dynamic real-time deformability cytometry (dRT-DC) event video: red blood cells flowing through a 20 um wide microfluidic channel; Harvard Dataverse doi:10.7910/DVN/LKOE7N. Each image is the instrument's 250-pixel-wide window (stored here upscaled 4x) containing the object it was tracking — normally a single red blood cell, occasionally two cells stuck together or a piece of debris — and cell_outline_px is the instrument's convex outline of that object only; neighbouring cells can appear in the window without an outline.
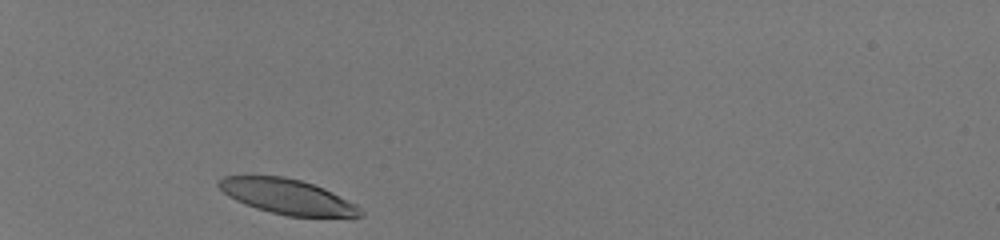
{"species": "human", "species_latin": "Homo sapiens", "temperature_condition": "room temperature", "stored_images_in_passage": 30, "camera_frame_rate_fps": 3000, "um_per_image_px": 0.085, "donor": {"sex": "male"}, "frame": {"image": 1, "passage_image": 1, "time_ms": 0.0, "image_size_px": [1000, 240], "cell_outline_px": [[364, 216], [352, 220], [288, 216], [256, 208], [236, 200], [228, 196], [216, 184], [224, 176], [284, 176], [300, 180], [324, 188], [356, 204], [364, 212]], "centroid_in_image_um": [24.58, 16.77], "position_along_channel_um": 60.4, "area_um2": 29.59}}
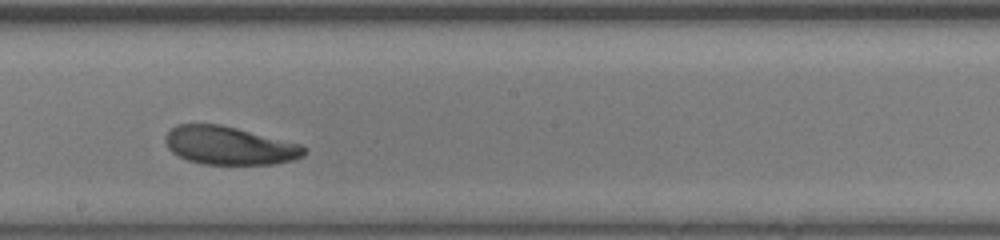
{"frame": {"image": 2, "passage_image": 16, "time_ms": 5.0, "image_size_px": [1000, 240], "cell_outline_px": [[308, 152], [304, 156], [292, 160], [272, 164], [204, 164], [188, 160], [172, 152], [168, 148], [164, 140], [164, 136], [176, 124], [220, 124], [300, 144], [308, 148]], "centroid_in_image_um": [19.5, 12.37], "position_along_channel_um": 228.7, "area_um2": 30.81}}
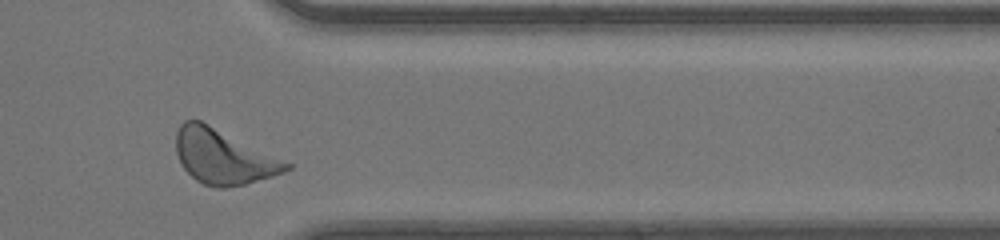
{"frame": {"image": 3, "passage_image": 28, "time_ms": 9.0, "image_size_px": [1000, 240], "cell_outline_px": [[292, 168], [284, 172], [272, 176], [244, 184], [224, 188], [216, 188], [204, 184], [196, 180], [184, 168], [176, 152], [176, 132], [180, 124], [184, 120], [200, 120], [292, 164]], "centroid_in_image_um": [18.96, 13.32], "position_along_channel_um": 392.4, "area_um2": 34.56}, "authors_computed_cell_mechanics": {"area_um2": 31.9345, "velocity_mm_per_s": 4.1022, "shape_relaxation_time_tau1_ms": 2.1424, "shape_relaxation_time_tau2_ms": 3.8777, "deformation_change_tau1": 0.1029, "deformation_change_tau2": 0.139}}